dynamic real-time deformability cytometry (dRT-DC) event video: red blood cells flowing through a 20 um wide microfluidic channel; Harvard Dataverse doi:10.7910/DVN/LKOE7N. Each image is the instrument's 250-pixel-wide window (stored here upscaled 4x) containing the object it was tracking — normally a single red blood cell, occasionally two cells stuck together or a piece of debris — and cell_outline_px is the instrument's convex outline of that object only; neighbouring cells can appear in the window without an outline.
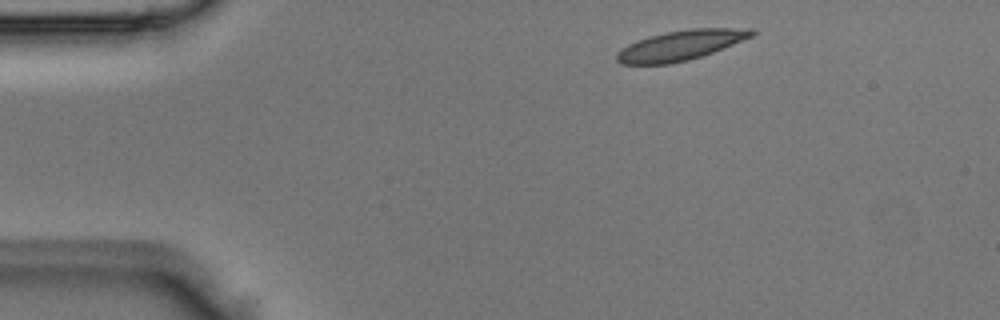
{"species": "Egyptian fruit bat (a non-hibernating species)", "species_latin": "Rousettus aegyptiacus", "temperature_condition": "room temperature", "stored_images_in_passage": 44, "camera_frame_rate_fps": 3000, "um_per_image_px": 0.085, "animal": {"sex": "male"}, "frame": {"image": 1, "passage_image": 2, "time_ms": 0.333, "image_size_px": [1000, 320], "cell_outline_px": [[756, 32], [752, 36], [712, 52], [688, 60], [668, 64], [620, 64], [616, 60], [616, 52], [628, 44], [648, 36], [668, 32], [692, 28], [756, 28]], "centroid_in_image_um": [57.83, 3.85], "position_along_channel_um": 27.2, "area_um2": 23.35}}
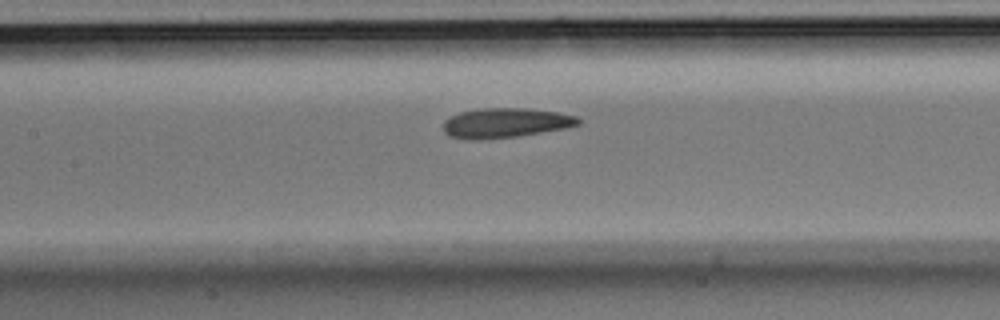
{"frame": {"image": 2, "passage_image": 17, "time_ms": 5.333, "image_size_px": [1000, 320], "cell_outline_px": [[580, 124], [568, 128], [516, 136], [472, 140], [448, 136], [444, 132], [444, 120], [460, 112], [480, 108], [528, 108], [560, 112], [576, 116], [580, 120]], "centroid_in_image_um": [42.99, 10.44], "position_along_channel_um": 164.4, "area_um2": 23.41}}
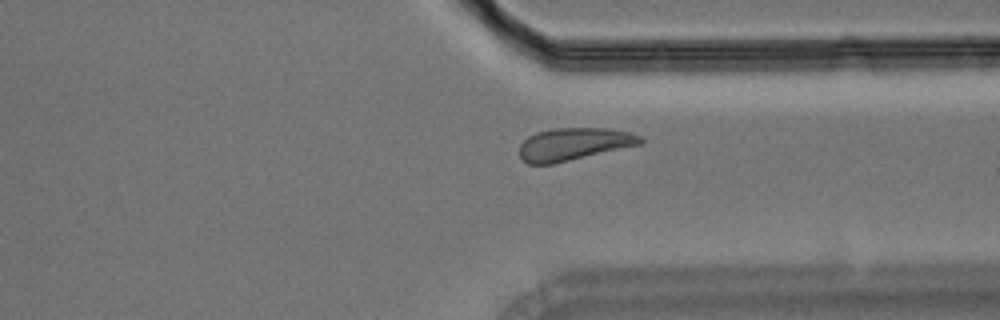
{"frame": {"image": 3, "passage_image": 32, "time_ms": 10.333, "image_size_px": [1000, 320], "cell_outline_px": [[644, 144], [552, 164], [528, 164], [520, 156], [520, 144], [528, 136], [536, 132], [552, 128], [604, 128], [628, 132], [640, 136], [644, 140]], "centroid_in_image_um": [48.78, 12.25], "position_along_channel_um": 362.6, "area_um2": 22.95}}